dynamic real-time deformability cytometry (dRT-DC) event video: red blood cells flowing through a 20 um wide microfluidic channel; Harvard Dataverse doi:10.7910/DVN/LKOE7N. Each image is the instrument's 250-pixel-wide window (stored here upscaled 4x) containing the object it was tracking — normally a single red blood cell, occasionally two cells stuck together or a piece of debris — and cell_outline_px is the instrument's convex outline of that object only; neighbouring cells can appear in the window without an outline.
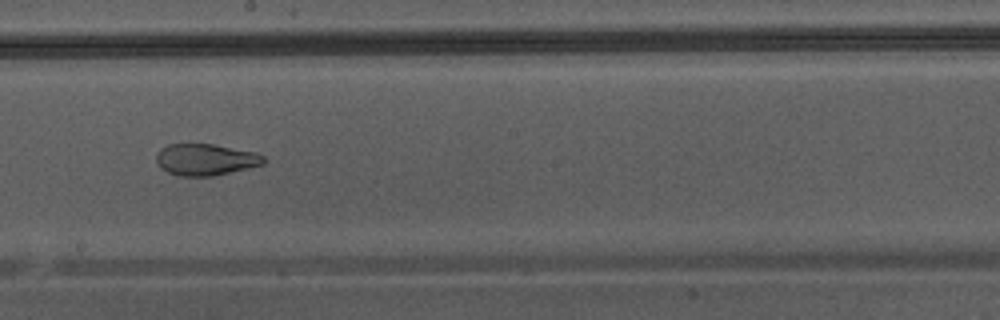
{"species": "Egyptian fruit bat (a non-hibernating species)", "species_latin": "Rousettus aegyptiacus", "temperature_condition": "warm", "stored_images_in_passage": 46, "camera_frame_rate_fps": 3000, "um_per_image_px": 0.085, "animal": {"sex": "male"}, "frame": {"image": 1, "passage_image": 27, "time_ms": 8.667, "image_size_px": [1000, 320], "cell_outline_px": [[268, 160], [264, 164], [248, 168], [212, 176], [180, 176], [168, 172], [160, 168], [156, 164], [156, 152], [160, 148], [168, 144], [212, 144], [256, 152], [264, 156]], "centroid_in_image_um": [17.46, 13.56], "position_along_channel_um": 230.7, "area_um2": 19.94}}
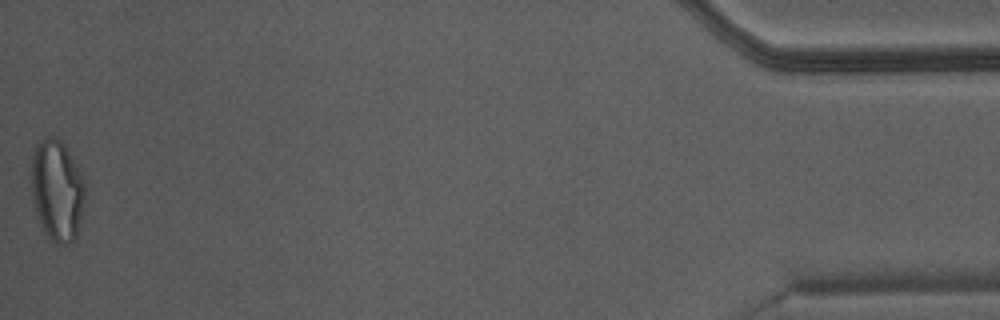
{"frame": {"image": 2, "passage_image": 46, "time_ms": 15.0, "image_size_px": [1000, 320], "cell_outline_px": [[84, 200], [80, 220], [76, 236], [68, 244], [56, 244], [48, 236], [40, 224], [36, 212], [32, 196], [28, 176], [32, 156], [36, 148], [44, 136], [56, 136], [64, 144], [84, 180]], "centroid_in_image_um": [4.8, 16.15], "position_along_channel_um": 430.4, "area_um2": 31.73}}